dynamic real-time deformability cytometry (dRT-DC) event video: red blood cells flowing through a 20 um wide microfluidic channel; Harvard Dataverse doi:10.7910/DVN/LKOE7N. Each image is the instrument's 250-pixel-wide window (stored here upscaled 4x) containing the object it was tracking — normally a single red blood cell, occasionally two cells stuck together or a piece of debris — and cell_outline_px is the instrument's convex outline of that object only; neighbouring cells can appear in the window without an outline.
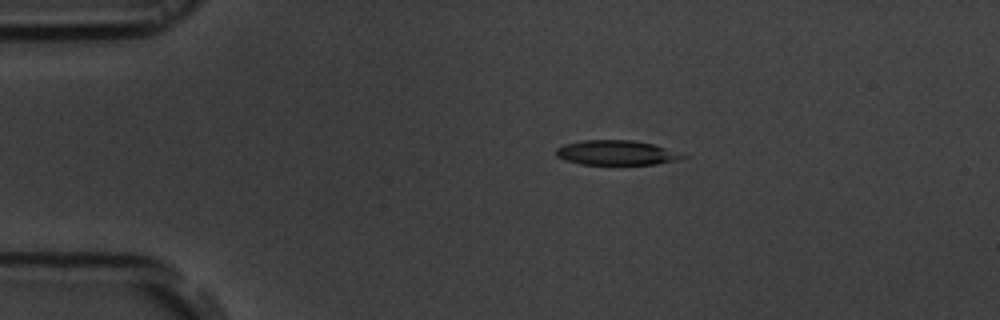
{"species": "common noctule bat (a hibernating species)", "species_latin": "Nyctalus noctula", "temperature_condition": "room temperature", "stored_images_in_passage": 44, "camera_frame_rate_fps": 3000, "um_per_image_px": 0.085, "animal": {"sex": "male", "body_mass_g": 19.5, "forearm_length_mm": 54.6}, "frame": {"image": 1, "passage_image": 1, "time_ms": 0.0, "image_size_px": [1000, 320], "cell_outline_px": [[688, 156], [680, 160], [656, 164], [580, 164], [564, 160], [556, 156], [556, 148], [564, 144], [584, 140], [632, 140], [652, 144]], "centroid_in_image_um": [52.35, 12.98], "position_along_channel_um": 32.6, "area_um2": 18.09}}
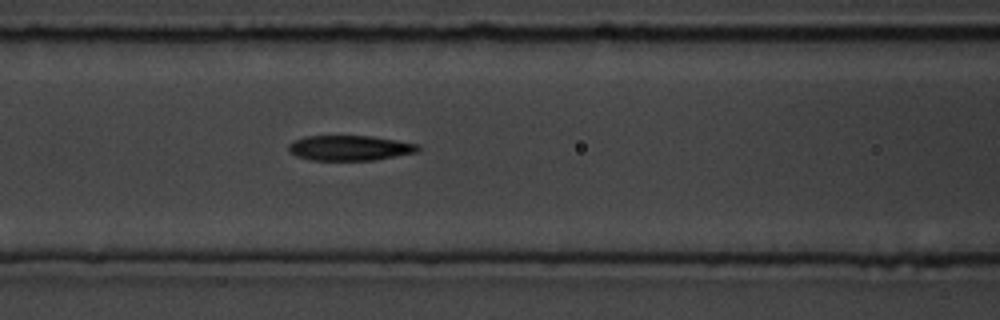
{"frame": {"image": 2, "passage_image": 13, "time_ms": 4.0, "image_size_px": [1000, 320], "cell_outline_px": [[420, 148], [416, 152], [376, 160], [308, 160], [296, 156], [288, 148], [288, 144], [304, 136], [372, 136], [420, 144]], "centroid_in_image_um": [29.74, 12.58], "position_along_channel_um": 136.9, "area_um2": 18.96}}
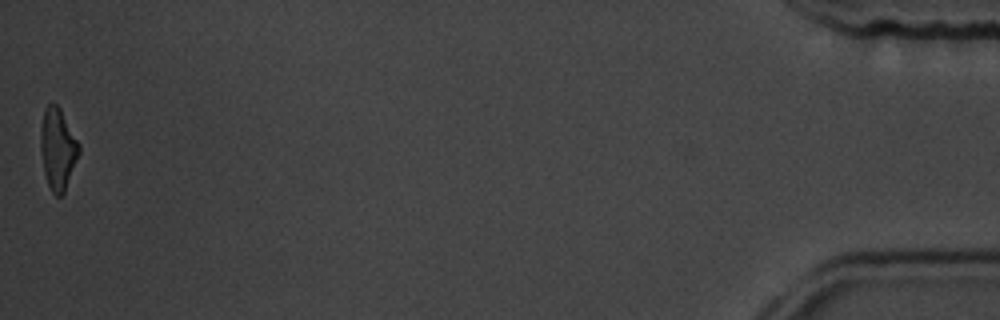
{"frame": {"image": 3, "passage_image": 44, "time_ms": 14.333, "image_size_px": [1000, 320], "cell_outline_px": [[80, 152], [64, 192], [60, 196], [56, 196], [52, 192], [48, 184], [44, 172], [40, 148], [40, 128], [44, 108], [52, 100], [60, 108], [80, 144]], "centroid_in_image_um": [4.9, 12.61], "position_along_channel_um": 430.3, "area_um2": 18.32}, "authors_computed_cell_mechanics": {"area_um2": 19.2185, "velocity_mm_per_s": 3.7836, "shape_relaxation_time_tau1_ms": 4.924, "shape_relaxation_time_tau2_ms": 4.5662, "deformation_change_tau1": 0.1786, "deformation_change_tau2": 0.1631}}